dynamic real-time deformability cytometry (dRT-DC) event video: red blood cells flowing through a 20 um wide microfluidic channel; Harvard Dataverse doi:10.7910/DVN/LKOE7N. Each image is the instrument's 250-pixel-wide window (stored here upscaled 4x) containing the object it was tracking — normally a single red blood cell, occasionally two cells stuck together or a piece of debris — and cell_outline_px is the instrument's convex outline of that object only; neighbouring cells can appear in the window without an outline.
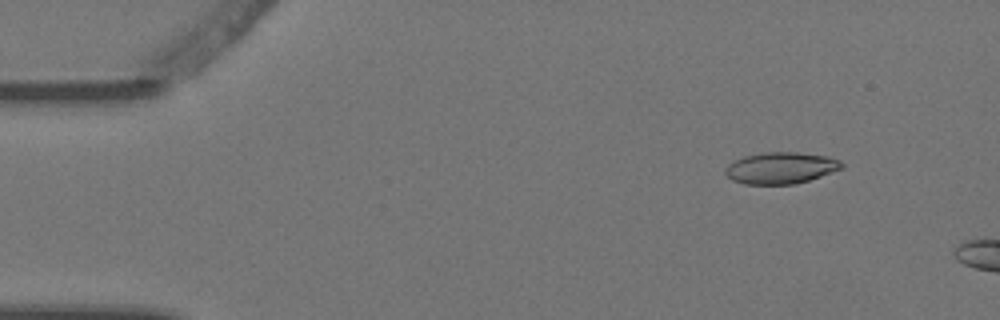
{"species": "Egyptian fruit bat (a non-hibernating species)", "species_latin": "Rousettus aegyptiacus", "temperature_condition": "warm", "stored_images_in_passage": 4, "camera_frame_rate_fps": 3000, "um_per_image_px": 0.085, "animal": {"sex": "female"}, "frame": {"image": 1, "passage_image": 2, "time_ms": 0.333, "image_size_px": [1000, 320], "cell_outline_px": [[844, 168], [796, 184], [744, 184], [732, 180], [724, 172], [724, 168], [728, 164], [744, 156], [764, 152], [796, 152], [828, 156], [840, 160], [844, 164]], "centroid_in_image_um": [66.37, 14.27], "position_along_channel_um": 18.6, "area_um2": 21.44}}